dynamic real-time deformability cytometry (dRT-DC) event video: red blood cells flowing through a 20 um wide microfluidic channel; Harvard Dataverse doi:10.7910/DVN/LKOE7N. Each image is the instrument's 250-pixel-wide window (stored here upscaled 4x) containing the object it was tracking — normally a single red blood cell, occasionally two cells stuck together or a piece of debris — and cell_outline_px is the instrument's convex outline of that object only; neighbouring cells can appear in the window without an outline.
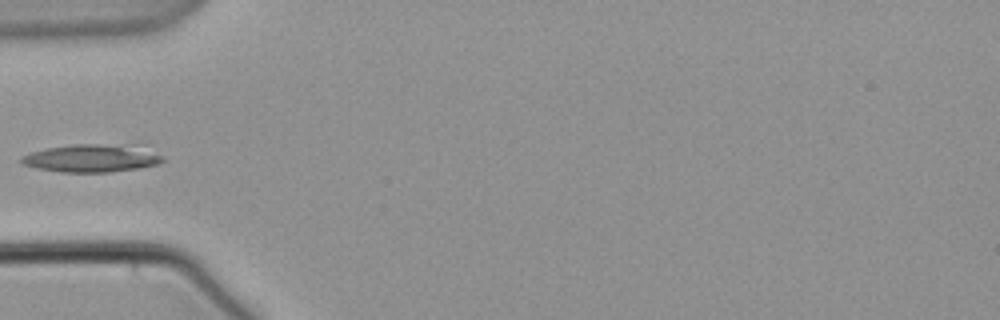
{"species": "common noctule bat (a hibernating species)", "species_latin": "Nyctalus noctula", "temperature_condition": "warm", "stored_images_in_passage": 3, "camera_frame_rate_fps": 3000, "um_per_image_px": 0.085, "animal": {"sex": "male", "body_mass_g": 21.5, "forearm_length_mm": 52.0}, "frame": {"image": 1, "passage_image": 3, "time_ms": 2.333, "image_size_px": [1000, 320], "cell_outline_px": [[164, 160], [156, 164], [140, 168], [108, 172], [60, 172], [36, 168], [20, 164], [20, 156], [32, 152], [48, 148], [72, 144], [136, 144], [160, 156]], "centroid_in_image_um": [7.75, 13.44], "position_along_channel_um": 77.2, "area_um2": 23.0}}